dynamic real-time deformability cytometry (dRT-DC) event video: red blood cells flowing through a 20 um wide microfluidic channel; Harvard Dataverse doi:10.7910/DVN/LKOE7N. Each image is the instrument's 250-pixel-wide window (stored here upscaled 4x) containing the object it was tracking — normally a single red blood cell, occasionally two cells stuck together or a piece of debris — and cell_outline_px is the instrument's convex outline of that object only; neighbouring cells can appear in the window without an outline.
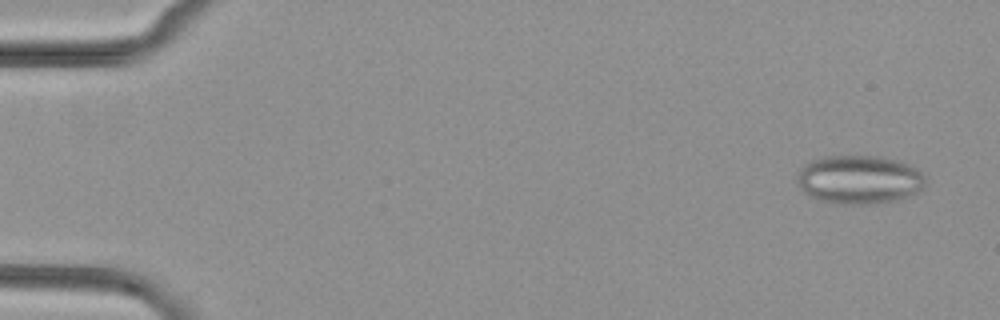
{"species": "common noctule bat (a hibernating species)", "species_latin": "Nyctalus noctula", "temperature_condition": "cold", "stored_images_in_passage": 53, "camera_frame_rate_fps": 3000, "um_per_image_px": 0.085, "animal": {"sex": "female", "body_mass_g": 29.2, "forearm_length_mm": 56.3}, "frame": {"image": 1, "passage_image": 3, "time_ms": 0.667, "image_size_px": [1000, 320], "cell_outline_px": [[928, 180], [924, 188], [916, 192], [896, 200], [872, 204], [832, 204], [820, 200], [804, 192], [800, 188], [796, 180], [796, 172], [804, 164], [812, 160], [828, 156], [880, 156], [900, 160], [916, 168]], "centroid_in_image_um": [73.03, 15.26], "position_along_channel_um": 12.0, "area_um2": 36.76}}
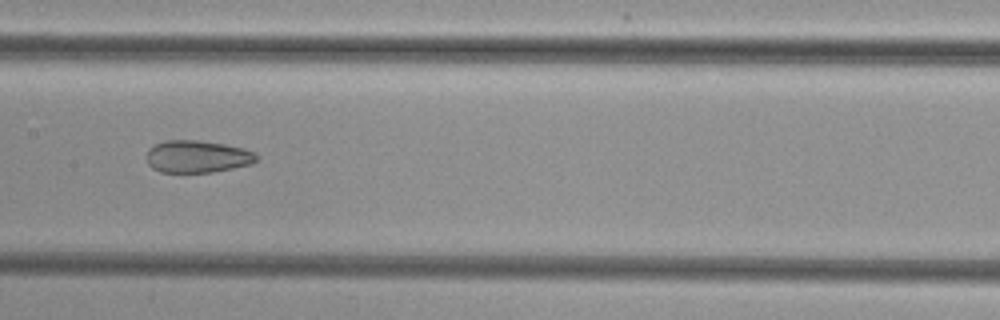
{"frame": {"image": 2, "passage_image": 27, "time_ms": 8.667, "image_size_px": [1000, 320], "cell_outline_px": [[260, 156], [252, 164], [212, 172], [160, 172], [152, 168], [148, 164], [148, 148], [164, 140], [200, 140], [224, 144], [244, 148], [256, 152]], "centroid_in_image_um": [16.8, 13.3], "position_along_channel_um": 190.6, "area_um2": 20.81}}
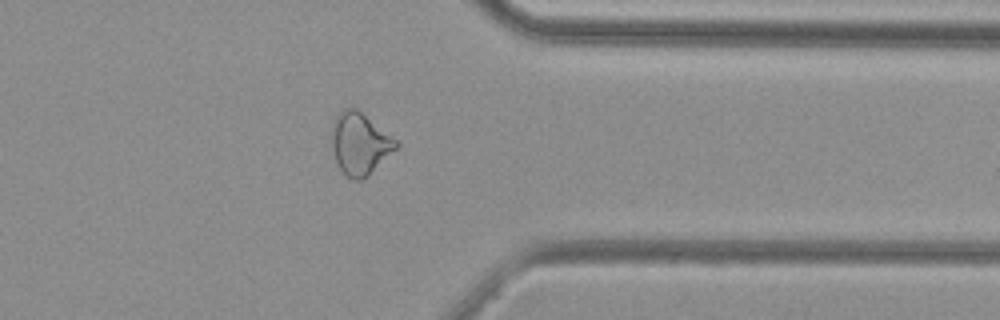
{"frame": {"image": 3, "passage_image": 42, "time_ms": 13.667, "image_size_px": [1000, 320], "cell_outline_px": [[400, 144], [364, 180], [352, 180], [336, 164], [332, 148], [332, 124], [336, 116], [344, 108], [356, 108], [396, 140]], "centroid_in_image_um": [30.56, 12.23], "position_along_channel_um": 380.8, "area_um2": 22.89}}